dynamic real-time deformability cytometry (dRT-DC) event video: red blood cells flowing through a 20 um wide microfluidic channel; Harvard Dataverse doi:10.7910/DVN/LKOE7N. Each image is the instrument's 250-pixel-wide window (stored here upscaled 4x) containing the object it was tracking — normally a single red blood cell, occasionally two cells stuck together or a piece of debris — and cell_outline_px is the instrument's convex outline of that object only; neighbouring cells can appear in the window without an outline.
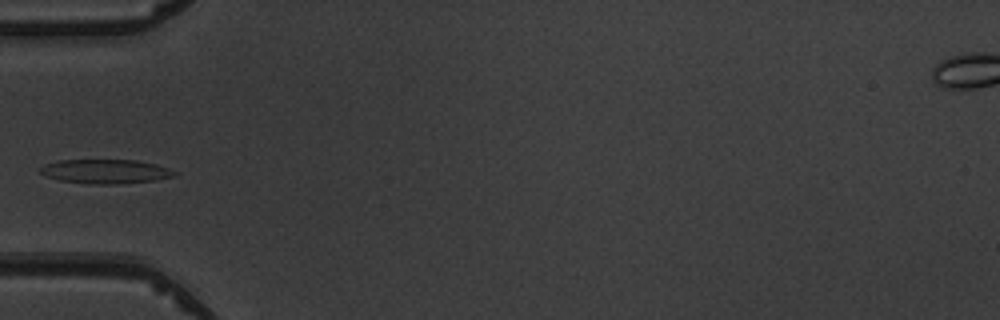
{"species": "common noctule bat (a hibernating species)", "species_latin": "Nyctalus noctula", "temperature_condition": "warm", "stored_images_in_passage": 4, "camera_frame_rate_fps": 3000, "um_per_image_px": 0.085, "animal": {"sex": "male", "body_mass_g": 19.5, "forearm_length_mm": 54.6}, "frame": {"image": 1, "passage_image": 4, "time_ms": 3.333, "image_size_px": [1000, 320], "cell_outline_px": [[176, 176], [156, 180], [116, 184], [92, 184], [60, 180], [44, 176], [40, 172], [40, 168], [44, 164], [60, 160], [136, 160], [156, 164], [168, 168], [176, 172]], "centroid_in_image_um": [8.96, 14.57], "position_along_channel_um": 76.0, "area_um2": 18.9}}